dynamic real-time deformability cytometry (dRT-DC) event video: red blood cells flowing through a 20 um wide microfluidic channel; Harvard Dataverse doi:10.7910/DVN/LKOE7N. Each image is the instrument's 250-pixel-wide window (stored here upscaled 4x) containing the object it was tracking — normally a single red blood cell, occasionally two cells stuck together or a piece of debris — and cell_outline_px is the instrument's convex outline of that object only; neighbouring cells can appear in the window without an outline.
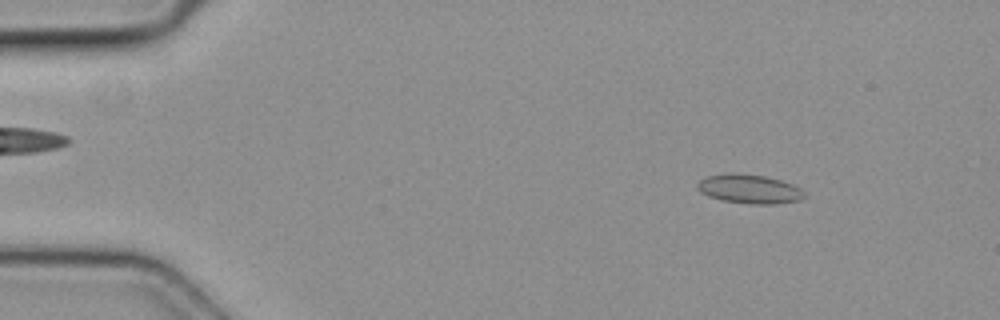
{"species": "common noctule bat (a hibernating species)", "species_latin": "Nyctalus noctula", "temperature_condition": "cold", "stored_images_in_passage": 5, "camera_frame_rate_fps": 3000, "um_per_image_px": 0.085, "animal": {"sex": "female", "body_mass_g": 19.3, "forearm_length_mm": 54.1}, "frame": {"image": 1, "passage_image": 2, "time_ms": 0.333, "image_size_px": [1000, 320], "cell_outline_px": [[804, 196], [800, 200], [776, 204], [748, 204], [720, 200], [708, 196], [700, 192], [696, 184], [704, 176], [728, 172], [736, 172], [764, 176], [780, 180], [792, 184], [800, 188], [804, 192]], "centroid_in_image_um": [63.65, 16.05], "position_along_channel_um": 21.4, "area_um2": 18.38}}